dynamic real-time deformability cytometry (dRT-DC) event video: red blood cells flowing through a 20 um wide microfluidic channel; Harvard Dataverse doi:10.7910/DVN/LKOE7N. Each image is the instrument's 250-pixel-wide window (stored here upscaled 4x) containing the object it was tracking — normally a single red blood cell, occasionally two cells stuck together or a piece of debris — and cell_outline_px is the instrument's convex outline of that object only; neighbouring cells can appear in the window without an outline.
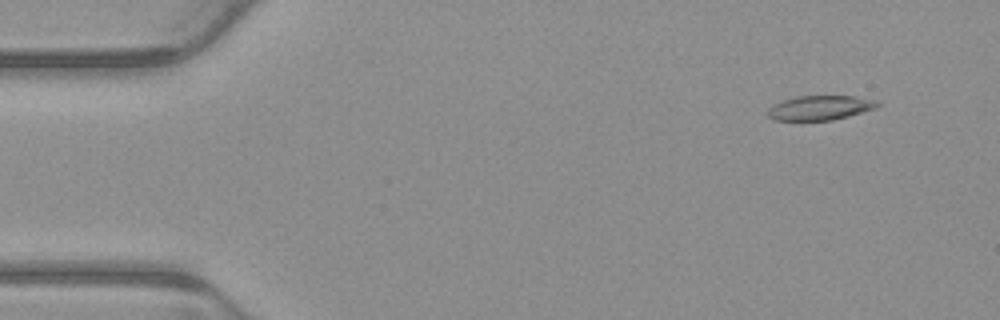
{"species": "common noctule bat (a hibernating species)", "species_latin": "Nyctalus noctula", "temperature_condition": "warm", "stored_images_in_passage": 4, "camera_frame_rate_fps": 3000, "um_per_image_px": 0.085, "animal": {"sex": "male", "body_mass_g": 23.1, "forearm_length_mm": 52.7}, "frame": {"image": 1, "passage_image": 2, "time_ms": 0.333, "image_size_px": [1000, 320], "cell_outline_px": [[880, 104], [876, 108], [848, 116], [832, 120], [772, 120], [764, 112], [772, 104], [796, 96], [856, 96], [880, 100]], "centroid_in_image_um": [69.69, 9.15], "position_along_channel_um": 15.3, "area_um2": 15.9}}